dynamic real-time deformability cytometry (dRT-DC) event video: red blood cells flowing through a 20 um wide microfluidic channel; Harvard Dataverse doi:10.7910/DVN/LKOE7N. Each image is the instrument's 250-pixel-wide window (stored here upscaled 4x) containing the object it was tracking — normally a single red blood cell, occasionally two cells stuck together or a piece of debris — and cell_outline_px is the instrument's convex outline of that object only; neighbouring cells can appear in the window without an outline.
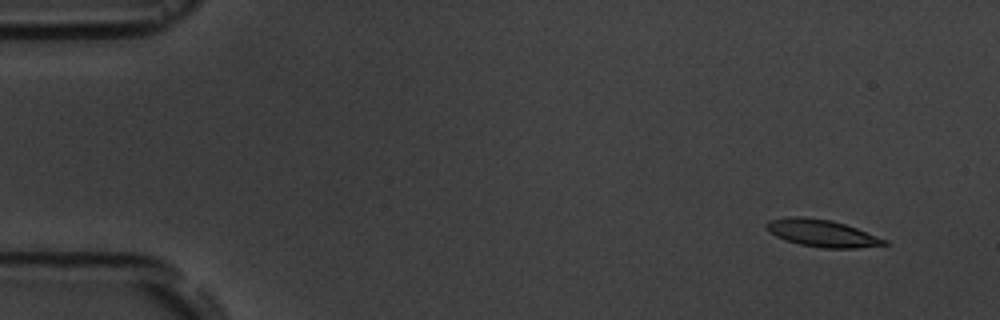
{"species": "common noctule bat (a hibernating species)", "species_latin": "Nyctalus noctula", "temperature_condition": "room temperature", "stored_images_in_passage": 17, "camera_frame_rate_fps": 3000, "um_per_image_px": 0.085, "animal": {"sex": "male", "body_mass_g": 19.5, "forearm_length_mm": 54.6}, "frame": {"image": 1, "passage_image": 2, "time_ms": 1.0, "image_size_px": [1000, 320], "cell_outline_px": [[888, 244], [856, 248], [824, 248], [800, 244], [784, 240], [768, 232], [764, 228], [764, 224], [768, 220], [788, 216], [800, 216], [832, 220], [856, 228], [888, 240]], "centroid_in_image_um": [69.8, 19.81], "position_along_channel_um": 15.2, "area_um2": 18.79}}
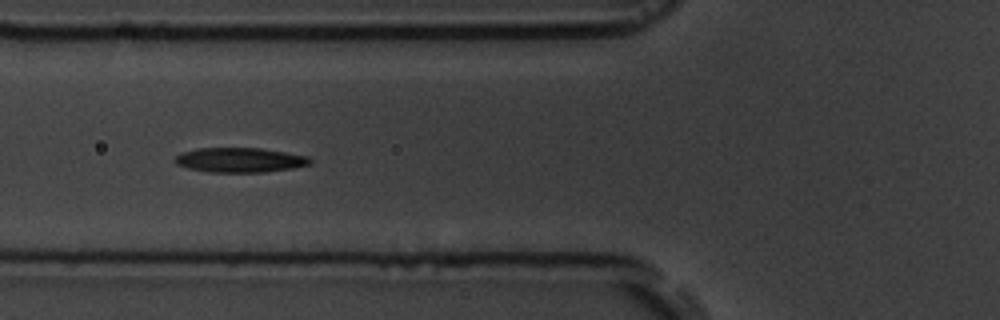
{"frame": {"image": 2, "passage_image": 7, "time_ms": 6.667, "image_size_px": [1000, 320], "cell_outline_px": [[312, 164], [292, 168], [264, 172], [208, 172], [188, 168], [176, 164], [172, 160], [176, 156], [184, 152], [196, 148], [260, 148], [308, 156], [312, 160]], "centroid_in_image_um": [20.38, 13.6], "position_along_channel_um": 105.4, "area_um2": 19.42}}
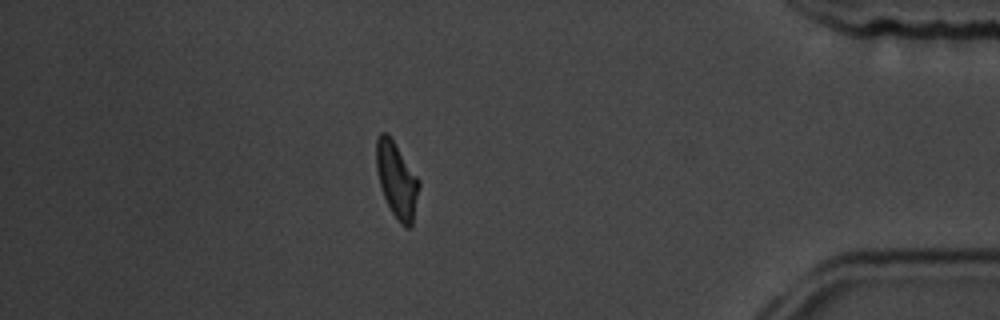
{"frame": {"image": 3, "passage_image": 15, "time_ms": 16.0, "image_size_px": [1000, 320], "cell_outline_px": [[420, 184], [412, 224], [408, 228], [400, 224], [392, 212], [384, 196], [380, 184], [376, 168], [376, 140], [380, 132], [388, 132], [420, 180]], "centroid_in_image_um": [33.72, 15.26], "position_along_channel_um": 401.5, "area_um2": 18.73}, "authors_computed_cell_mechanics": {"area_um2": 19.074, "velocity_mm_per_s": 3.6122, "shape_relaxation_time_tau1_ms": 3.5512, "shape_relaxation_time_tau2_ms": 2.6322, "deformation_change_tau1": 0.1247, "deformation_change_tau2": 0.0977}}